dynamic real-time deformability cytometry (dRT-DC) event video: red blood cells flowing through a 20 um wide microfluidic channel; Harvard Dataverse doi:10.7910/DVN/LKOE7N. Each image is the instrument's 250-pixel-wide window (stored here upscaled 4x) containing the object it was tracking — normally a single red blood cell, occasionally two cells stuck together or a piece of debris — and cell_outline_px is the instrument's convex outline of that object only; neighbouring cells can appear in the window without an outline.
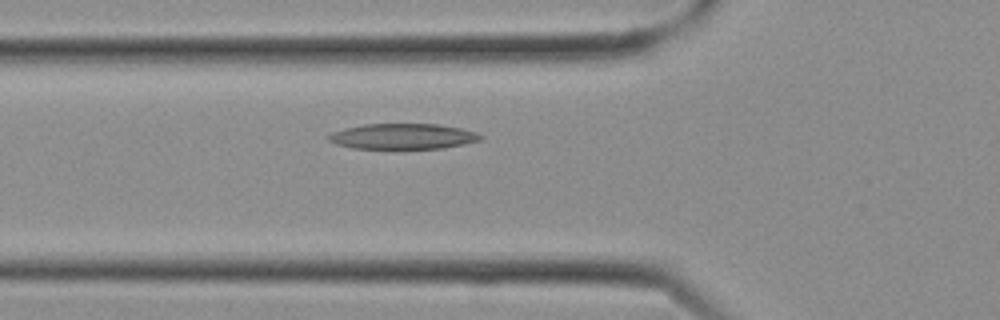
{"species": "Egyptian fruit bat (a non-hibernating species)", "species_latin": "Rousettus aegyptiacus", "temperature_condition": "cold", "stored_images_in_passage": 4, "camera_frame_rate_fps": 3000, "um_per_image_px": 0.085, "frame": {"image": 1, "passage_image": 2, "time_ms": 0.333, "image_size_px": [1000, 320], "cell_outline_px": [[484, 136], [480, 140], [464, 144], [444, 148], [352, 148], [336, 144], [328, 140], [328, 136], [332, 132], [344, 128], [364, 124], [436, 124], [460, 128], [476, 132]], "centroid_in_image_um": [34.24, 11.59], "position_along_channel_um": 91.6, "area_um2": 22.48}}
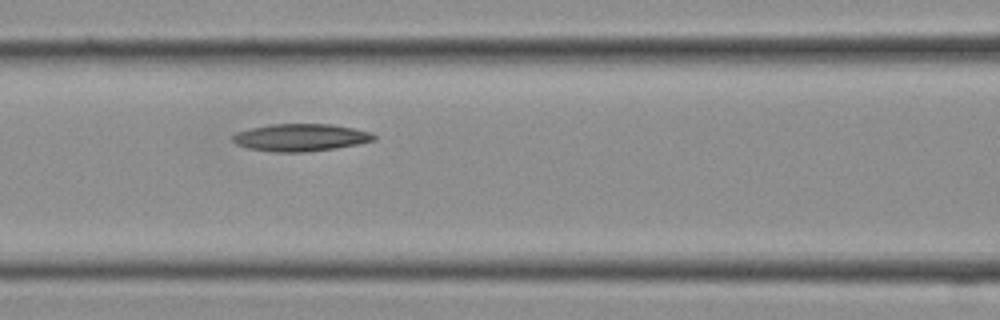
{"frame": {"image": 2, "passage_image": 4, "time_ms": 1.0, "image_size_px": [1000, 320], "cell_outline_px": [[376, 140], [360, 144], [336, 148], [304, 152], [276, 152], [248, 148], [236, 144], [232, 140], [232, 136], [236, 132], [252, 128], [272, 124], [332, 124], [372, 132], [376, 136]], "centroid_in_image_um": [25.58, 11.69], "position_along_channel_um": 141.0, "area_um2": 22.54}}